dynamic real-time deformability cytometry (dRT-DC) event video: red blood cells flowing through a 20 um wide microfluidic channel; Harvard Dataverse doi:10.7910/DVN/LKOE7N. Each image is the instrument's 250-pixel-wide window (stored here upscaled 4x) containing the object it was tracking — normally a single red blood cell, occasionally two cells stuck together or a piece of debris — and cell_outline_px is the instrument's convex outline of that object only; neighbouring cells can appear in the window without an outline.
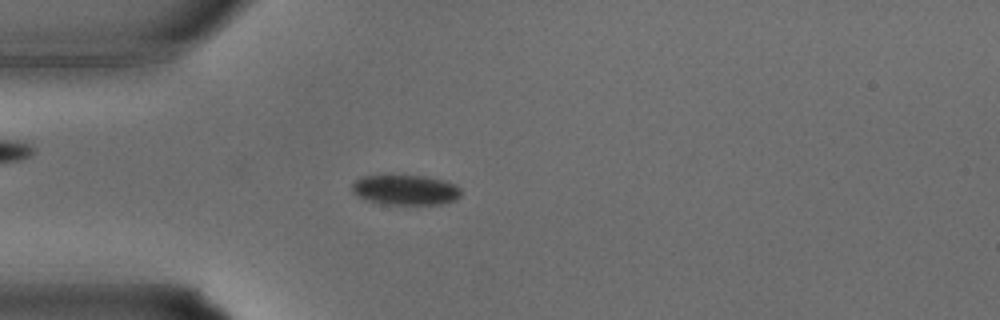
{"species": "common noctule bat (a hibernating species)", "species_latin": "Nyctalus noctula", "temperature_condition": "warm", "stored_images_in_passage": 24, "camera_frame_rate_fps": 3000, "um_per_image_px": 0.085, "animal": {"sex": "male", "body_mass_g": 15.6}, "frame": {"image": 1, "passage_image": 3, "time_ms": 0.667, "image_size_px": [1000, 320], "cell_outline_px": [[460, 196], [456, 200], [440, 204], [384, 204], [368, 200], [352, 192], [352, 184], [360, 176], [424, 176], [444, 180], [460, 188]], "centroid_in_image_um": [34.47, 16.14], "position_along_channel_um": 50.5, "area_um2": 18.84}}
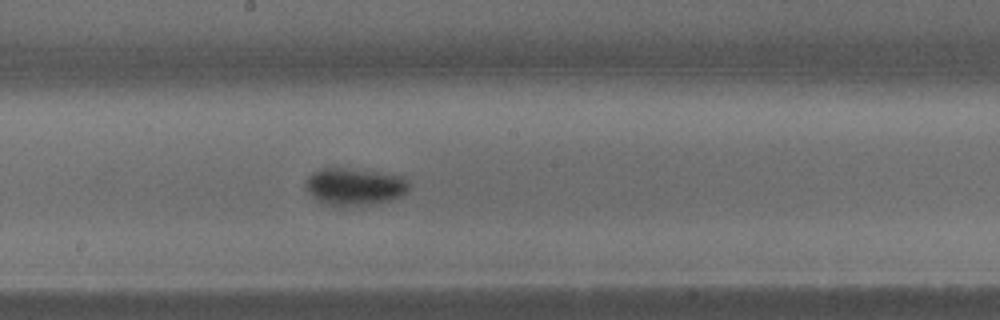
{"frame": {"image": 2, "passage_image": 12, "time_ms": 3.667, "image_size_px": [1000, 320], "cell_outline_px": [[408, 192], [400, 196], [388, 200], [360, 204], [328, 204], [316, 200], [308, 192], [304, 184], [304, 180], [312, 172], [320, 168], [344, 168], [400, 176], [408, 180]], "centroid_in_image_um": [30.07, 15.83], "position_along_channel_um": 218.1, "area_um2": 21.68}}
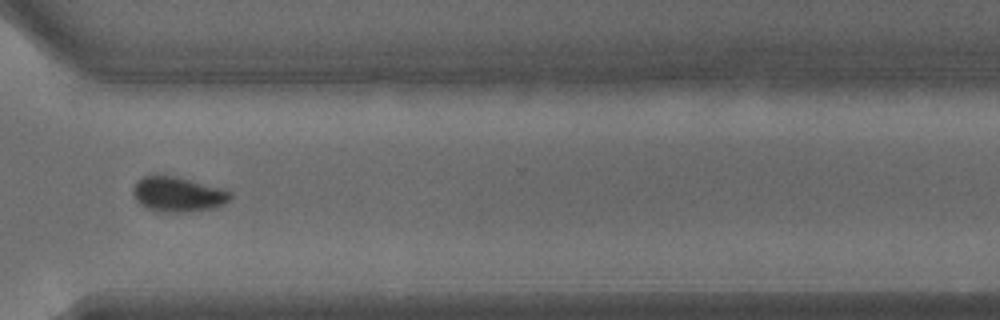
{"frame": {"image": 3, "passage_image": 19, "time_ms": 6.0, "image_size_px": [1000, 320], "cell_outline_px": [[232, 196], [224, 204], [212, 208], [184, 212], [156, 212], [140, 204], [136, 200], [132, 192], [132, 188], [136, 180], [144, 176], [168, 176], [188, 180], [232, 192]], "centroid_in_image_um": [15.06, 16.54], "position_along_channel_um": 355.5, "area_um2": 19.36}}